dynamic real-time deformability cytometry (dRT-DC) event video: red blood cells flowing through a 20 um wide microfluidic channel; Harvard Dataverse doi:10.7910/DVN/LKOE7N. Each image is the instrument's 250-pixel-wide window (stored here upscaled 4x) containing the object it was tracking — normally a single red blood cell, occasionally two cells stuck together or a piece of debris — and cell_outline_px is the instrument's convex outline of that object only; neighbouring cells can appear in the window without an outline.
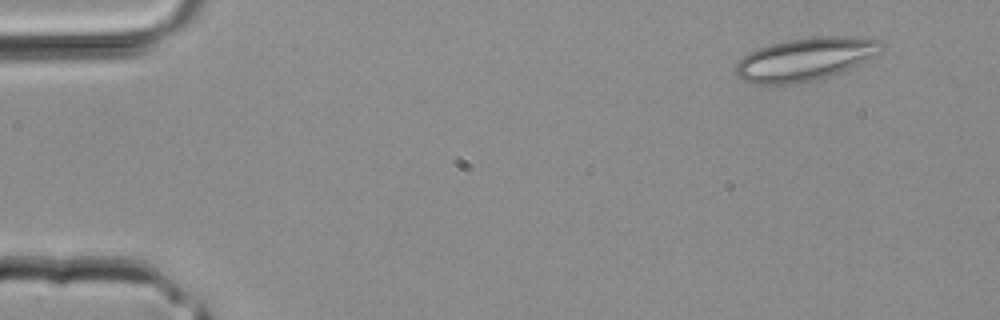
{"species": "common noctule bat (a hibernating species)", "species_latin": "Nyctalus noctula", "temperature_condition": "room temperature", "stored_images_in_passage": 3, "camera_frame_rate_fps": 3000, "um_per_image_px": 0.085, "animal": {"sex": "male", "body_mass_g": 20.4}, "frame": {"image": 1, "passage_image": 1, "time_ms": 0.0, "image_size_px": [1000, 320], "cell_outline_px": [[884, 48], [880, 52], [840, 72], [820, 80], [792, 84], [752, 84], [736, 76], [736, 64], [748, 52], [772, 44], [788, 40], [820, 36], [840, 36], [880, 40], [884, 44]], "centroid_in_image_um": [68.42, 5.04], "position_along_channel_um": 16.6, "area_um2": 36.07}}